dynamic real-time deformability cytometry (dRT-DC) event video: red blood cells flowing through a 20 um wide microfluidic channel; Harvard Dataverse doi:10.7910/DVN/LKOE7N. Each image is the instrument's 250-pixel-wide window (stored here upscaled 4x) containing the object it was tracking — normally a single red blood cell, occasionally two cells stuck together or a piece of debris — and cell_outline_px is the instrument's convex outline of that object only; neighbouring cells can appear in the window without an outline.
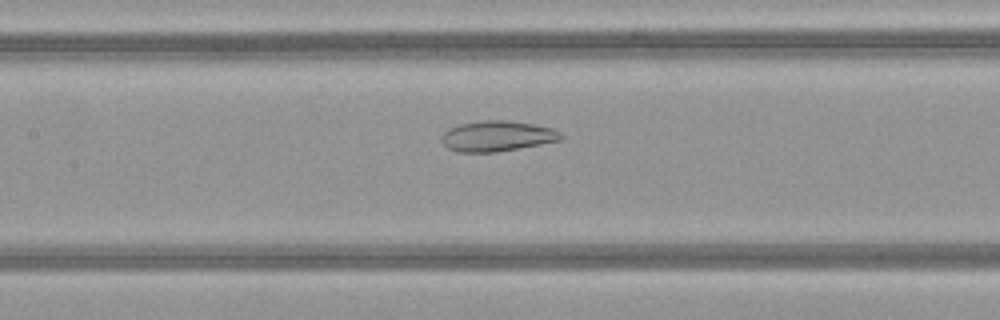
{"species": "common noctule bat (a hibernating species)", "species_latin": "Nyctalus noctula", "temperature_condition": "warm", "stored_images_in_passage": 48, "camera_frame_rate_fps": 3000, "um_per_image_px": 0.085, "animal": {"sex": "female", "body_mass_g": 21.9}, "frame": {"image": 1, "passage_image": 23, "time_ms": 7.333, "image_size_px": [1000, 320], "cell_outline_px": [[564, 136], [560, 140], [540, 144], [496, 152], [456, 152], [448, 148], [440, 140], [440, 136], [448, 128], [460, 124], [484, 120], [508, 120], [532, 124], [552, 128], [560, 132]], "centroid_in_image_um": [42.22, 11.57], "position_along_channel_um": 165.2, "area_um2": 21.21}}
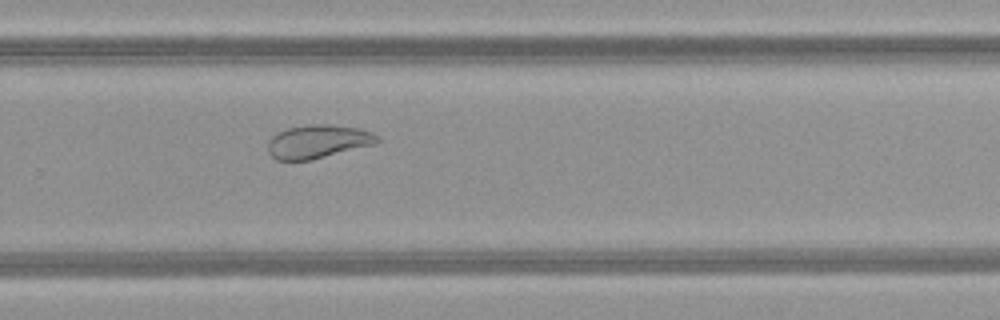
{"frame": {"image": 2, "passage_image": 33, "time_ms": 10.667, "image_size_px": [1000, 320], "cell_outline_px": [[380, 140], [376, 144], [308, 160], [276, 160], [268, 152], [268, 140], [276, 132], [288, 128], [308, 124], [328, 124], [360, 128], [372, 132], [380, 136]], "centroid_in_image_um": [27.03, 12.01], "position_along_channel_um": 302.8, "area_um2": 21.39}}
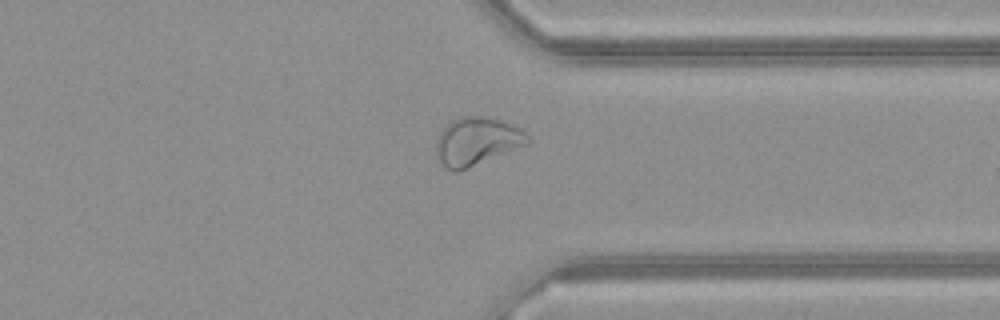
{"frame": {"image": 3, "passage_image": 38, "time_ms": 12.333, "image_size_px": [1000, 320], "cell_outline_px": [[532, 140], [528, 144], [460, 172], [452, 172], [436, 156], [436, 140], [440, 132], [452, 120], [464, 116], [484, 116], [500, 120], [520, 128]], "centroid_in_image_um": [40.53, 12.03], "position_along_channel_um": 370.9, "area_um2": 25.61}}